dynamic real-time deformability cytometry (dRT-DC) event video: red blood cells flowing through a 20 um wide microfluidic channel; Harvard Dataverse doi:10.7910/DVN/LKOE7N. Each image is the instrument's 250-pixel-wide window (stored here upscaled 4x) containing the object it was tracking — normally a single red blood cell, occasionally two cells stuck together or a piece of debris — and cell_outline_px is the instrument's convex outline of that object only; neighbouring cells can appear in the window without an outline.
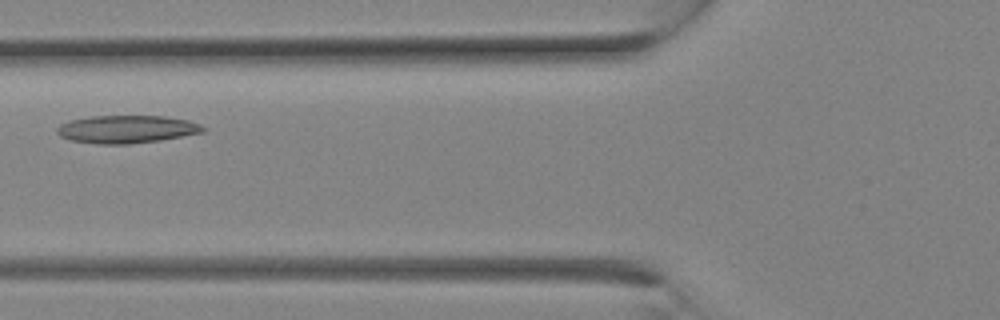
{"species": "Egyptian fruit bat (a non-hibernating species)", "species_latin": "Rousettus aegyptiacus", "temperature_condition": "room temperature", "stored_images_in_passage": 7, "camera_frame_rate_fps": 3000, "um_per_image_px": 0.085, "animal": {"sex": "female"}, "frame": {"image": 1, "passage_image": 6, "time_ms": 1.667, "image_size_px": [1000, 320], "cell_outline_px": [[204, 132], [160, 140], [128, 144], [100, 144], [72, 140], [60, 136], [56, 132], [56, 128], [60, 124], [72, 120], [92, 116], [164, 116], [188, 120], [200, 124], [204, 128]], "centroid_in_image_um": [10.76, 10.98], "position_along_channel_um": 115.0, "area_um2": 23.47}}